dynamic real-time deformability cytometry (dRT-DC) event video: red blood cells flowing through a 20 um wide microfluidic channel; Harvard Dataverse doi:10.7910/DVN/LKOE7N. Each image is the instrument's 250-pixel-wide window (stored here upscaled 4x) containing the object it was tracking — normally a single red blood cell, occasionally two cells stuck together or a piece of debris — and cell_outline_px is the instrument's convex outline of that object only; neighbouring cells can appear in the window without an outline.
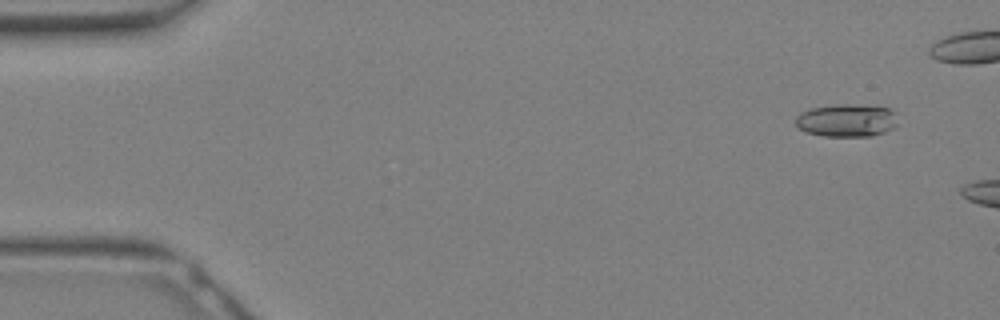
{"species": "Egyptian fruit bat (a non-hibernating species)", "species_latin": "Rousettus aegyptiacus", "temperature_condition": "warm", "stored_images_in_passage": 9, "camera_frame_rate_fps": 3000, "um_per_image_px": 0.085, "animal": {"sex": "female"}, "frame": {"image": 1, "passage_image": 3, "time_ms": 0.667, "image_size_px": [1000, 320], "cell_outline_px": [[896, 124], [892, 128], [884, 132], [872, 136], [824, 136], [808, 132], [800, 128], [796, 124], [796, 116], [812, 108], [836, 104], [848, 104], [888, 108], [892, 112]], "centroid_in_image_um": [71.94, 10.24], "position_along_channel_um": 13.1, "area_um2": 19.02}}